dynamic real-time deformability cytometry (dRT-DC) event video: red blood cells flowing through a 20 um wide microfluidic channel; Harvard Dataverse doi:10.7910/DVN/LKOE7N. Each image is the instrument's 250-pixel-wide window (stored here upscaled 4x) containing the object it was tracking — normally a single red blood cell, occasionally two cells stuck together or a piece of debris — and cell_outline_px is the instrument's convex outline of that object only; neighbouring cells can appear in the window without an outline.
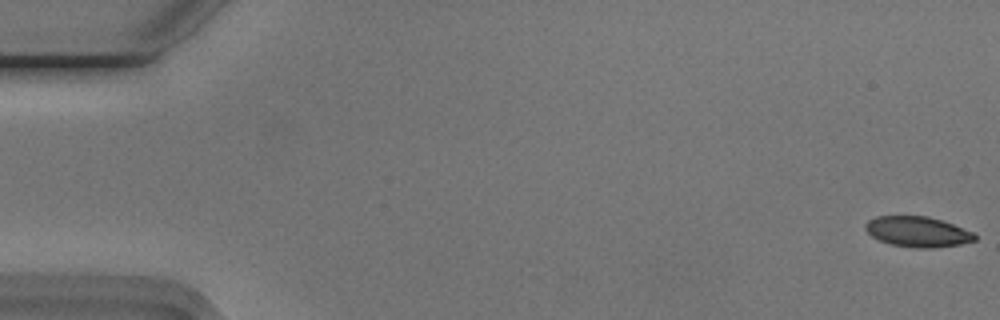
{"species": "Egyptian fruit bat (a non-hibernating species)", "species_latin": "Rousettus aegyptiacus", "temperature_condition": "cold", "stored_images_in_passage": 55, "camera_frame_rate_fps": 3000, "um_per_image_px": 0.085, "animal": {"sex": "male"}, "frame": {"image": 1, "passage_image": 1, "time_ms": 0.0, "image_size_px": [1000, 320], "cell_outline_px": [[976, 240], [960, 244], [932, 248], [912, 248], [892, 244], [880, 240], [872, 236], [864, 228], [864, 224], [868, 220], [876, 216], [928, 216], [952, 224], [972, 232], [976, 236]], "centroid_in_image_um": [77.97, 19.7], "position_along_channel_um": 7.0, "area_um2": 19.25}}
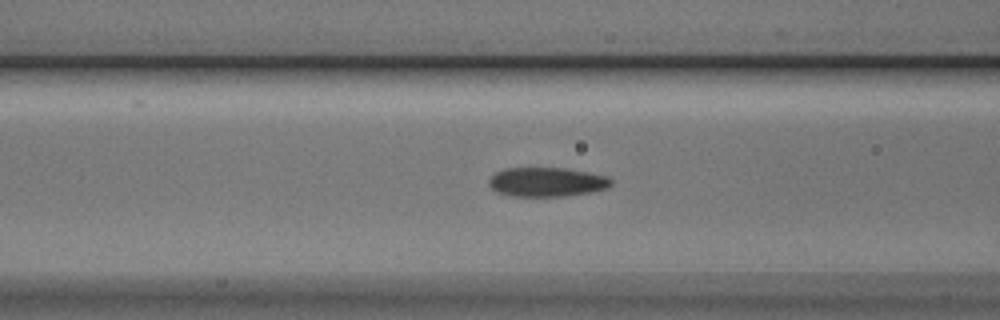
{"frame": {"image": 2, "passage_image": 22, "time_ms": 7.0, "image_size_px": [1000, 320], "cell_outline_px": [[612, 184], [608, 188], [592, 192], [564, 196], [508, 196], [496, 192], [488, 184], [488, 180], [496, 172], [504, 168], [564, 168], [588, 172], [608, 176], [612, 180]], "centroid_in_image_um": [46.48, 15.47], "position_along_channel_um": 120.1, "area_um2": 20.98}}
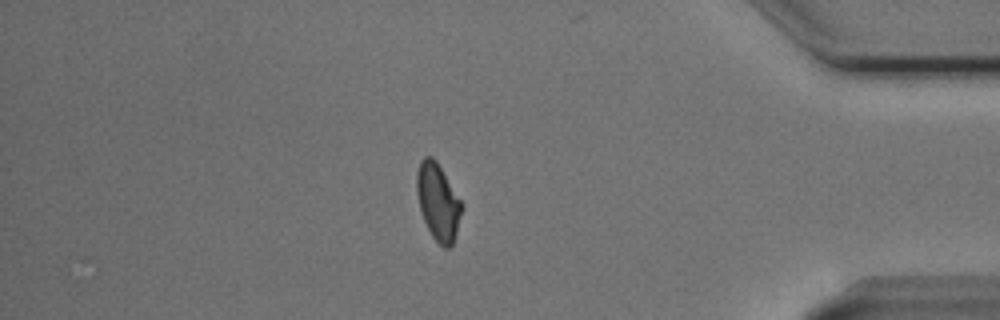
{"frame": {"image": 3, "passage_image": 47, "time_ms": 15.333, "image_size_px": [1000, 320], "cell_outline_px": [[464, 208], [452, 244], [448, 248], [444, 248], [432, 236], [424, 220], [420, 208], [416, 192], [416, 172], [420, 160], [424, 156], [432, 156], [436, 160], [464, 204]], "centroid_in_image_um": [37.24, 17.12], "position_along_channel_um": 398.0, "area_um2": 20.23}, "authors_computed_cell_mechanics": {"area_um2": 20.4034, "velocity_mm_per_s": 3.757, "shape_relaxation_time_tau1_ms": 4.109, "shape_relaxation_time_tau2_ms": 4.7282, "deformation_change_tau1": 0.1208, "deformation_change_tau2": 0.0774}}